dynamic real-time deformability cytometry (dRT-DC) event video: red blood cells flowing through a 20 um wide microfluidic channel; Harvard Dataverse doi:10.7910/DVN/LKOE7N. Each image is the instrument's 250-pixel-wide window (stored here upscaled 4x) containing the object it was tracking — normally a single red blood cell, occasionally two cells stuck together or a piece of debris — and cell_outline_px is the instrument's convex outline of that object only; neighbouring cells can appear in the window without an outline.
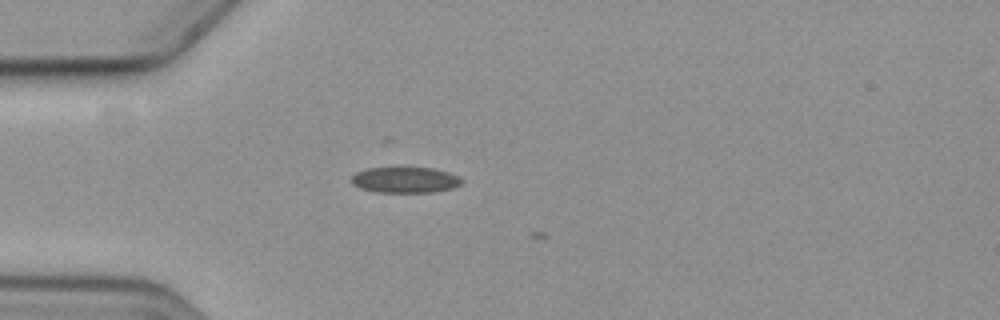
{"species": "common noctule bat (a hibernating species)", "species_latin": "Nyctalus noctula", "temperature_condition": "cold", "stored_images_in_passage": 1, "camera_frame_rate_fps": 3000, "um_per_image_px": 0.085, "animal": {"sex": "female", "body_mass_g": 19.3, "forearm_length_mm": 54.1}, "frame": {"image": 1, "passage_image": 1, "time_ms": 0.0, "image_size_px": [1000, 320], "cell_outline_px": [[464, 180], [460, 184], [452, 188], [432, 192], [376, 192], [360, 188], [352, 184], [352, 176], [356, 172], [368, 168], [404, 164], [436, 168], [460, 176]], "centroid_in_image_um": [34.44, 15.23], "position_along_channel_um": 50.6, "area_um2": 17.57}}